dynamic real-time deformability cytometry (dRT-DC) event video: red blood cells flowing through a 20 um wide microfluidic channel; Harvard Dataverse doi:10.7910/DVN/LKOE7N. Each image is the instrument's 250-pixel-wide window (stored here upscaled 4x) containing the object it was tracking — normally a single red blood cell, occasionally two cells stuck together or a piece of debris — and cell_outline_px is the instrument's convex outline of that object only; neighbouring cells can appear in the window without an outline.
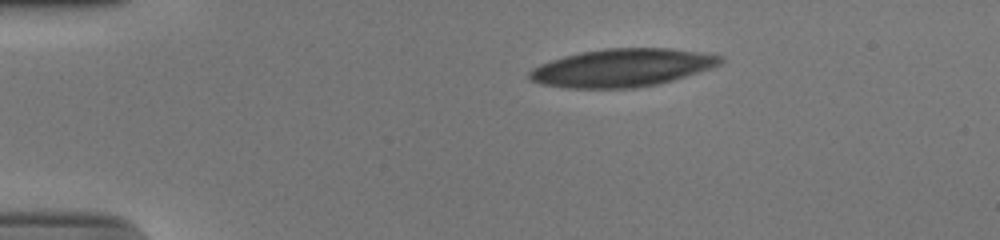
{"species": "human", "species_latin": "Homo sapiens", "temperature_condition": "cold", "stored_images_in_passage": 43, "camera_frame_rate_fps": 3000, "um_per_image_px": 0.085, "donor": {"sex": "male"}, "frame": {"image": 1, "passage_image": 1, "time_ms": 0.0, "image_size_px": [1000, 240], "cell_outline_px": [[724, 60], [720, 64], [672, 80], [656, 84], [636, 88], [568, 88], [540, 84], [532, 80], [528, 76], [528, 72], [532, 68], [540, 64], [564, 56], [580, 52], [604, 48], [672, 48], [700, 52], [720, 56]], "centroid_in_image_um": [52.82, 5.75], "position_along_channel_um": 32.2, "area_um2": 41.96}}
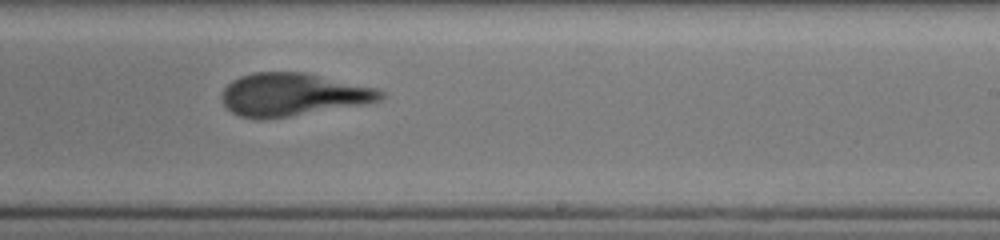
{"frame": {"image": 2, "passage_image": 24, "time_ms": 7.667, "image_size_px": [1000, 240], "cell_outline_px": [[384, 96], [380, 100], [368, 104], [264, 120], [256, 120], [240, 116], [232, 112], [224, 104], [220, 96], [224, 88], [232, 80], [240, 76], [252, 72], [308, 72], [376, 88], [384, 92]], "centroid_in_image_um": [24.89, 8.04], "position_along_channel_um": 264.1, "area_um2": 40.06}}
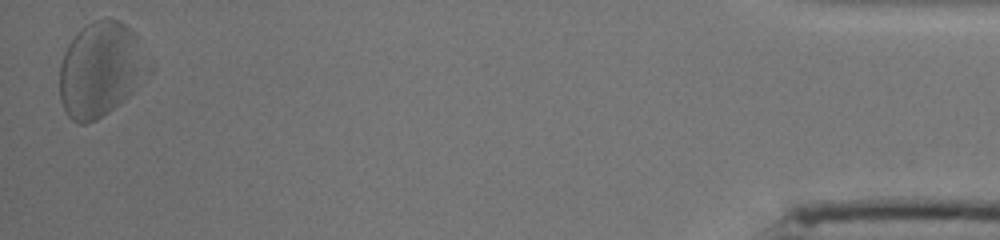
{"frame": {"image": 3, "passage_image": 43, "time_ms": 14.0, "image_size_px": [1000, 240], "cell_outline_px": [[136, 72], [128, 92], [124, 100], [108, 112], [96, 120], [84, 124], [80, 124], [72, 120], [68, 116], [60, 100], [60, 64], [64, 52], [68, 44], [76, 32], [80, 28], [92, 20], [120, 20], [136, 36]], "centroid_in_image_um": [8.27, 5.92], "position_along_channel_um": 426.9, "area_um2": 45.2}, "authors_computed_cell_mechanics": {"area_um2": 41.2114, "velocity_mm_per_s": 3.852, "shape_relaxation_time_tau1_ms": 3.1647, "shape_relaxation_time_tau2_ms": 2.1476, "deformation_change_tau1": 0.1639, "deformation_change_tau2": 0.1138}}